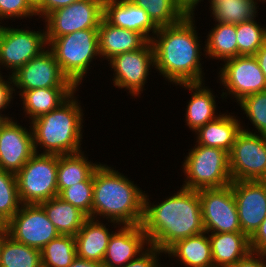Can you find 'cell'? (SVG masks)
<instances>
[{
    "instance_id": "cell-1",
    "label": "cell",
    "mask_w": 266,
    "mask_h": 267,
    "mask_svg": "<svg viewBox=\"0 0 266 267\" xmlns=\"http://www.w3.org/2000/svg\"><path fill=\"white\" fill-rule=\"evenodd\" d=\"M148 200L145 194L141 225L150 245L165 252L178 240L205 232L198 190L182 187L159 205Z\"/></svg>"
},
{
    "instance_id": "cell-2",
    "label": "cell",
    "mask_w": 266,
    "mask_h": 267,
    "mask_svg": "<svg viewBox=\"0 0 266 267\" xmlns=\"http://www.w3.org/2000/svg\"><path fill=\"white\" fill-rule=\"evenodd\" d=\"M192 18L185 16L176 24L159 27L158 40L151 39L155 68L176 84L202 82L200 44Z\"/></svg>"
},
{
    "instance_id": "cell-3",
    "label": "cell",
    "mask_w": 266,
    "mask_h": 267,
    "mask_svg": "<svg viewBox=\"0 0 266 267\" xmlns=\"http://www.w3.org/2000/svg\"><path fill=\"white\" fill-rule=\"evenodd\" d=\"M145 194L119 172L99 165L93 172L91 218L104 216L123 225L142 224Z\"/></svg>"
},
{
    "instance_id": "cell-4",
    "label": "cell",
    "mask_w": 266,
    "mask_h": 267,
    "mask_svg": "<svg viewBox=\"0 0 266 267\" xmlns=\"http://www.w3.org/2000/svg\"><path fill=\"white\" fill-rule=\"evenodd\" d=\"M73 98L72 94L58 108L31 121L35 153H38V144L45 148L44 154L64 155L81 151L82 109Z\"/></svg>"
},
{
    "instance_id": "cell-5",
    "label": "cell",
    "mask_w": 266,
    "mask_h": 267,
    "mask_svg": "<svg viewBox=\"0 0 266 267\" xmlns=\"http://www.w3.org/2000/svg\"><path fill=\"white\" fill-rule=\"evenodd\" d=\"M62 73L76 86L95 56L100 57L98 28H88L57 38H46Z\"/></svg>"
},
{
    "instance_id": "cell-6",
    "label": "cell",
    "mask_w": 266,
    "mask_h": 267,
    "mask_svg": "<svg viewBox=\"0 0 266 267\" xmlns=\"http://www.w3.org/2000/svg\"><path fill=\"white\" fill-rule=\"evenodd\" d=\"M187 175L183 188L200 190L221 188L231 184L229 153L221 148L198 145L187 156L184 165Z\"/></svg>"
},
{
    "instance_id": "cell-7",
    "label": "cell",
    "mask_w": 266,
    "mask_h": 267,
    "mask_svg": "<svg viewBox=\"0 0 266 267\" xmlns=\"http://www.w3.org/2000/svg\"><path fill=\"white\" fill-rule=\"evenodd\" d=\"M58 155L35 153L16 175L21 204H40L58 196Z\"/></svg>"
},
{
    "instance_id": "cell-8",
    "label": "cell",
    "mask_w": 266,
    "mask_h": 267,
    "mask_svg": "<svg viewBox=\"0 0 266 267\" xmlns=\"http://www.w3.org/2000/svg\"><path fill=\"white\" fill-rule=\"evenodd\" d=\"M232 181H266V136L242 129L229 153Z\"/></svg>"
},
{
    "instance_id": "cell-9",
    "label": "cell",
    "mask_w": 266,
    "mask_h": 267,
    "mask_svg": "<svg viewBox=\"0 0 266 267\" xmlns=\"http://www.w3.org/2000/svg\"><path fill=\"white\" fill-rule=\"evenodd\" d=\"M205 232H242L231 184L198 190Z\"/></svg>"
},
{
    "instance_id": "cell-10",
    "label": "cell",
    "mask_w": 266,
    "mask_h": 267,
    "mask_svg": "<svg viewBox=\"0 0 266 267\" xmlns=\"http://www.w3.org/2000/svg\"><path fill=\"white\" fill-rule=\"evenodd\" d=\"M7 234L38 250L60 235L40 204H21L19 211L7 222Z\"/></svg>"
},
{
    "instance_id": "cell-11",
    "label": "cell",
    "mask_w": 266,
    "mask_h": 267,
    "mask_svg": "<svg viewBox=\"0 0 266 267\" xmlns=\"http://www.w3.org/2000/svg\"><path fill=\"white\" fill-rule=\"evenodd\" d=\"M104 16V0H79L49 13L45 18L46 38L98 28Z\"/></svg>"
},
{
    "instance_id": "cell-12",
    "label": "cell",
    "mask_w": 266,
    "mask_h": 267,
    "mask_svg": "<svg viewBox=\"0 0 266 267\" xmlns=\"http://www.w3.org/2000/svg\"><path fill=\"white\" fill-rule=\"evenodd\" d=\"M48 44L46 32L7 28L0 25V65L13 69L12 74L43 51Z\"/></svg>"
},
{
    "instance_id": "cell-13",
    "label": "cell",
    "mask_w": 266,
    "mask_h": 267,
    "mask_svg": "<svg viewBox=\"0 0 266 267\" xmlns=\"http://www.w3.org/2000/svg\"><path fill=\"white\" fill-rule=\"evenodd\" d=\"M219 73L222 85L238 101L266 90L265 75L254 55H240L226 60Z\"/></svg>"
},
{
    "instance_id": "cell-14",
    "label": "cell",
    "mask_w": 266,
    "mask_h": 267,
    "mask_svg": "<svg viewBox=\"0 0 266 267\" xmlns=\"http://www.w3.org/2000/svg\"><path fill=\"white\" fill-rule=\"evenodd\" d=\"M114 69V85L127 88L130 94L137 95L143 91L149 67L155 64L154 48L151 41H147L140 49L115 55L110 59Z\"/></svg>"
},
{
    "instance_id": "cell-15",
    "label": "cell",
    "mask_w": 266,
    "mask_h": 267,
    "mask_svg": "<svg viewBox=\"0 0 266 267\" xmlns=\"http://www.w3.org/2000/svg\"><path fill=\"white\" fill-rule=\"evenodd\" d=\"M13 85L21 90L50 87H76L61 71L53 53L44 50L12 75Z\"/></svg>"
},
{
    "instance_id": "cell-16",
    "label": "cell",
    "mask_w": 266,
    "mask_h": 267,
    "mask_svg": "<svg viewBox=\"0 0 266 267\" xmlns=\"http://www.w3.org/2000/svg\"><path fill=\"white\" fill-rule=\"evenodd\" d=\"M242 233L249 238L266 217V181L231 182Z\"/></svg>"
},
{
    "instance_id": "cell-17",
    "label": "cell",
    "mask_w": 266,
    "mask_h": 267,
    "mask_svg": "<svg viewBox=\"0 0 266 267\" xmlns=\"http://www.w3.org/2000/svg\"><path fill=\"white\" fill-rule=\"evenodd\" d=\"M35 154L33 132L13 122H0V169L16 174Z\"/></svg>"
},
{
    "instance_id": "cell-18",
    "label": "cell",
    "mask_w": 266,
    "mask_h": 267,
    "mask_svg": "<svg viewBox=\"0 0 266 267\" xmlns=\"http://www.w3.org/2000/svg\"><path fill=\"white\" fill-rule=\"evenodd\" d=\"M146 243L150 245L141 224L124 225L111 235L102 263L105 267H122L144 252Z\"/></svg>"
},
{
    "instance_id": "cell-19",
    "label": "cell",
    "mask_w": 266,
    "mask_h": 267,
    "mask_svg": "<svg viewBox=\"0 0 266 267\" xmlns=\"http://www.w3.org/2000/svg\"><path fill=\"white\" fill-rule=\"evenodd\" d=\"M110 24L140 33L151 41L150 30L155 34L158 27L152 22L144 8L130 0H104V16Z\"/></svg>"
},
{
    "instance_id": "cell-20",
    "label": "cell",
    "mask_w": 266,
    "mask_h": 267,
    "mask_svg": "<svg viewBox=\"0 0 266 267\" xmlns=\"http://www.w3.org/2000/svg\"><path fill=\"white\" fill-rule=\"evenodd\" d=\"M99 53L111 59L115 55L140 49L147 40L138 32L110 24L104 17L98 27Z\"/></svg>"
},
{
    "instance_id": "cell-21",
    "label": "cell",
    "mask_w": 266,
    "mask_h": 267,
    "mask_svg": "<svg viewBox=\"0 0 266 267\" xmlns=\"http://www.w3.org/2000/svg\"><path fill=\"white\" fill-rule=\"evenodd\" d=\"M94 220L88 217L74 236L76 252L79 258L102 263L112 232H108L109 229L99 220Z\"/></svg>"
},
{
    "instance_id": "cell-22",
    "label": "cell",
    "mask_w": 266,
    "mask_h": 267,
    "mask_svg": "<svg viewBox=\"0 0 266 267\" xmlns=\"http://www.w3.org/2000/svg\"><path fill=\"white\" fill-rule=\"evenodd\" d=\"M214 267H231L250 251V238L242 232L211 233L209 236Z\"/></svg>"
},
{
    "instance_id": "cell-23",
    "label": "cell",
    "mask_w": 266,
    "mask_h": 267,
    "mask_svg": "<svg viewBox=\"0 0 266 267\" xmlns=\"http://www.w3.org/2000/svg\"><path fill=\"white\" fill-rule=\"evenodd\" d=\"M238 119L230 115H219L215 120L199 128L198 143L206 147L221 148L230 153L237 135L242 131Z\"/></svg>"
},
{
    "instance_id": "cell-24",
    "label": "cell",
    "mask_w": 266,
    "mask_h": 267,
    "mask_svg": "<svg viewBox=\"0 0 266 267\" xmlns=\"http://www.w3.org/2000/svg\"><path fill=\"white\" fill-rule=\"evenodd\" d=\"M77 89L76 87H50L20 90L24 111L31 120L47 114L63 104Z\"/></svg>"
},
{
    "instance_id": "cell-25",
    "label": "cell",
    "mask_w": 266,
    "mask_h": 267,
    "mask_svg": "<svg viewBox=\"0 0 266 267\" xmlns=\"http://www.w3.org/2000/svg\"><path fill=\"white\" fill-rule=\"evenodd\" d=\"M205 233L178 240L165 253L180 258L188 267H214L210 240Z\"/></svg>"
},
{
    "instance_id": "cell-26",
    "label": "cell",
    "mask_w": 266,
    "mask_h": 267,
    "mask_svg": "<svg viewBox=\"0 0 266 267\" xmlns=\"http://www.w3.org/2000/svg\"><path fill=\"white\" fill-rule=\"evenodd\" d=\"M60 235L75 236L88 218L59 196L40 203Z\"/></svg>"
},
{
    "instance_id": "cell-27",
    "label": "cell",
    "mask_w": 266,
    "mask_h": 267,
    "mask_svg": "<svg viewBox=\"0 0 266 267\" xmlns=\"http://www.w3.org/2000/svg\"><path fill=\"white\" fill-rule=\"evenodd\" d=\"M177 85H183L185 86L184 88H189L188 90H192L193 92L190 99L191 101H189L187 105L186 113V123L192 131H197L199 128L218 117L214 115L216 108L215 96H213L208 88L206 89L202 86V82L181 83Z\"/></svg>"
},
{
    "instance_id": "cell-28",
    "label": "cell",
    "mask_w": 266,
    "mask_h": 267,
    "mask_svg": "<svg viewBox=\"0 0 266 267\" xmlns=\"http://www.w3.org/2000/svg\"><path fill=\"white\" fill-rule=\"evenodd\" d=\"M99 166L93 164L80 152L58 155L57 188L58 194L66 188L85 181Z\"/></svg>"
},
{
    "instance_id": "cell-29",
    "label": "cell",
    "mask_w": 266,
    "mask_h": 267,
    "mask_svg": "<svg viewBox=\"0 0 266 267\" xmlns=\"http://www.w3.org/2000/svg\"><path fill=\"white\" fill-rule=\"evenodd\" d=\"M41 251L2 233L0 267H41Z\"/></svg>"
},
{
    "instance_id": "cell-30",
    "label": "cell",
    "mask_w": 266,
    "mask_h": 267,
    "mask_svg": "<svg viewBox=\"0 0 266 267\" xmlns=\"http://www.w3.org/2000/svg\"><path fill=\"white\" fill-rule=\"evenodd\" d=\"M206 53L224 61L238 56L236 24L217 23L208 35Z\"/></svg>"
},
{
    "instance_id": "cell-31",
    "label": "cell",
    "mask_w": 266,
    "mask_h": 267,
    "mask_svg": "<svg viewBox=\"0 0 266 267\" xmlns=\"http://www.w3.org/2000/svg\"><path fill=\"white\" fill-rule=\"evenodd\" d=\"M255 5L254 0H211L214 19L224 24H239L254 19L257 13Z\"/></svg>"
},
{
    "instance_id": "cell-32",
    "label": "cell",
    "mask_w": 266,
    "mask_h": 267,
    "mask_svg": "<svg viewBox=\"0 0 266 267\" xmlns=\"http://www.w3.org/2000/svg\"><path fill=\"white\" fill-rule=\"evenodd\" d=\"M40 251L43 267H68L77 257L75 237L59 235Z\"/></svg>"
},
{
    "instance_id": "cell-33",
    "label": "cell",
    "mask_w": 266,
    "mask_h": 267,
    "mask_svg": "<svg viewBox=\"0 0 266 267\" xmlns=\"http://www.w3.org/2000/svg\"><path fill=\"white\" fill-rule=\"evenodd\" d=\"M144 8L152 22L159 28L180 22L185 15L175 5L174 0H130Z\"/></svg>"
},
{
    "instance_id": "cell-34",
    "label": "cell",
    "mask_w": 266,
    "mask_h": 267,
    "mask_svg": "<svg viewBox=\"0 0 266 267\" xmlns=\"http://www.w3.org/2000/svg\"><path fill=\"white\" fill-rule=\"evenodd\" d=\"M266 39V28H261L254 19L236 24L238 56L255 55Z\"/></svg>"
},
{
    "instance_id": "cell-35",
    "label": "cell",
    "mask_w": 266,
    "mask_h": 267,
    "mask_svg": "<svg viewBox=\"0 0 266 267\" xmlns=\"http://www.w3.org/2000/svg\"><path fill=\"white\" fill-rule=\"evenodd\" d=\"M20 205L16 175L0 169V215L8 222Z\"/></svg>"
},
{
    "instance_id": "cell-36",
    "label": "cell",
    "mask_w": 266,
    "mask_h": 267,
    "mask_svg": "<svg viewBox=\"0 0 266 267\" xmlns=\"http://www.w3.org/2000/svg\"><path fill=\"white\" fill-rule=\"evenodd\" d=\"M58 196L91 218L93 204V173L83 182L63 189Z\"/></svg>"
},
{
    "instance_id": "cell-37",
    "label": "cell",
    "mask_w": 266,
    "mask_h": 267,
    "mask_svg": "<svg viewBox=\"0 0 266 267\" xmlns=\"http://www.w3.org/2000/svg\"><path fill=\"white\" fill-rule=\"evenodd\" d=\"M239 104L258 132L266 136V90L246 96Z\"/></svg>"
},
{
    "instance_id": "cell-38",
    "label": "cell",
    "mask_w": 266,
    "mask_h": 267,
    "mask_svg": "<svg viewBox=\"0 0 266 267\" xmlns=\"http://www.w3.org/2000/svg\"><path fill=\"white\" fill-rule=\"evenodd\" d=\"M36 15V11L27 0H0V18L29 17Z\"/></svg>"
},
{
    "instance_id": "cell-39",
    "label": "cell",
    "mask_w": 266,
    "mask_h": 267,
    "mask_svg": "<svg viewBox=\"0 0 266 267\" xmlns=\"http://www.w3.org/2000/svg\"><path fill=\"white\" fill-rule=\"evenodd\" d=\"M149 249L145 250V252H141L137 258L133 259L132 261L128 262L122 267H160L157 263V253L164 252L159 248L149 245Z\"/></svg>"
},
{
    "instance_id": "cell-40",
    "label": "cell",
    "mask_w": 266,
    "mask_h": 267,
    "mask_svg": "<svg viewBox=\"0 0 266 267\" xmlns=\"http://www.w3.org/2000/svg\"><path fill=\"white\" fill-rule=\"evenodd\" d=\"M250 248L255 253L266 255V217L250 237Z\"/></svg>"
},
{
    "instance_id": "cell-41",
    "label": "cell",
    "mask_w": 266,
    "mask_h": 267,
    "mask_svg": "<svg viewBox=\"0 0 266 267\" xmlns=\"http://www.w3.org/2000/svg\"><path fill=\"white\" fill-rule=\"evenodd\" d=\"M9 80L10 82L4 81L0 74V110L5 109L6 106L9 105L11 98H12V93H13L12 91L15 90L14 87H12L13 86L12 76H10ZM0 118L2 120L9 119L7 116L6 117H4L3 115L1 116V113H0Z\"/></svg>"
},
{
    "instance_id": "cell-42",
    "label": "cell",
    "mask_w": 266,
    "mask_h": 267,
    "mask_svg": "<svg viewBox=\"0 0 266 267\" xmlns=\"http://www.w3.org/2000/svg\"><path fill=\"white\" fill-rule=\"evenodd\" d=\"M255 254L258 257H255ZM261 257H262V259H261ZM265 257H266V255L250 251L245 257L239 259L231 267H266V263L264 260ZM262 260H264V261H262Z\"/></svg>"
},
{
    "instance_id": "cell-43",
    "label": "cell",
    "mask_w": 266,
    "mask_h": 267,
    "mask_svg": "<svg viewBox=\"0 0 266 267\" xmlns=\"http://www.w3.org/2000/svg\"><path fill=\"white\" fill-rule=\"evenodd\" d=\"M79 0H44L43 4L36 10L37 15L47 16L56 9L69 6L71 3Z\"/></svg>"
},
{
    "instance_id": "cell-44",
    "label": "cell",
    "mask_w": 266,
    "mask_h": 267,
    "mask_svg": "<svg viewBox=\"0 0 266 267\" xmlns=\"http://www.w3.org/2000/svg\"><path fill=\"white\" fill-rule=\"evenodd\" d=\"M199 1L201 0H174L175 5L181 10V12L185 16H193V9H195Z\"/></svg>"
},
{
    "instance_id": "cell-45",
    "label": "cell",
    "mask_w": 266,
    "mask_h": 267,
    "mask_svg": "<svg viewBox=\"0 0 266 267\" xmlns=\"http://www.w3.org/2000/svg\"><path fill=\"white\" fill-rule=\"evenodd\" d=\"M68 267H105L103 263L76 257Z\"/></svg>"
},
{
    "instance_id": "cell-46",
    "label": "cell",
    "mask_w": 266,
    "mask_h": 267,
    "mask_svg": "<svg viewBox=\"0 0 266 267\" xmlns=\"http://www.w3.org/2000/svg\"><path fill=\"white\" fill-rule=\"evenodd\" d=\"M254 56L257 58L260 68L266 78V39L263 43V46L256 52Z\"/></svg>"
},
{
    "instance_id": "cell-47",
    "label": "cell",
    "mask_w": 266,
    "mask_h": 267,
    "mask_svg": "<svg viewBox=\"0 0 266 267\" xmlns=\"http://www.w3.org/2000/svg\"><path fill=\"white\" fill-rule=\"evenodd\" d=\"M30 6L36 11L44 2V0H27Z\"/></svg>"
},
{
    "instance_id": "cell-48",
    "label": "cell",
    "mask_w": 266,
    "mask_h": 267,
    "mask_svg": "<svg viewBox=\"0 0 266 267\" xmlns=\"http://www.w3.org/2000/svg\"><path fill=\"white\" fill-rule=\"evenodd\" d=\"M0 233H7V221L0 215Z\"/></svg>"
},
{
    "instance_id": "cell-49",
    "label": "cell",
    "mask_w": 266,
    "mask_h": 267,
    "mask_svg": "<svg viewBox=\"0 0 266 267\" xmlns=\"http://www.w3.org/2000/svg\"><path fill=\"white\" fill-rule=\"evenodd\" d=\"M1 250H2V233H0V257H1Z\"/></svg>"
}]
</instances>
